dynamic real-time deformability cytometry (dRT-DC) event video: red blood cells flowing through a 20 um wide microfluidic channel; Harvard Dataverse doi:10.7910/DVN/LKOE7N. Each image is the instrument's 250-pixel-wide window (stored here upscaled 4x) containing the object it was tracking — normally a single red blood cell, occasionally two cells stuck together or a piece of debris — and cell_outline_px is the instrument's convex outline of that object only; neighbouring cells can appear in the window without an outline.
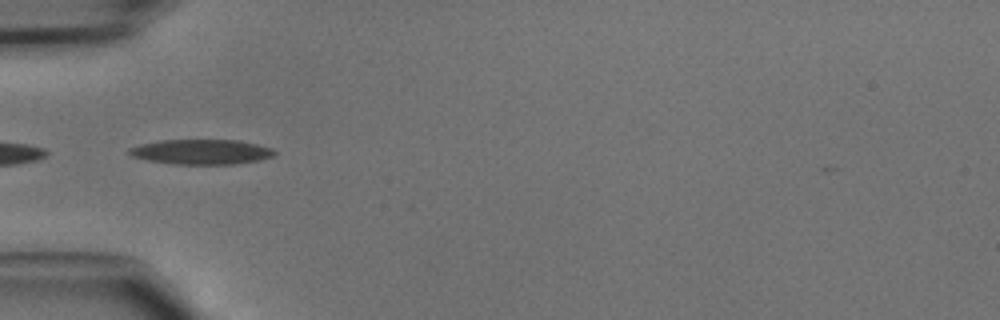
{"species": "common noctule bat (a hibernating species)", "species_latin": "Nyctalus noctula", "temperature_condition": "cold", "stored_images_in_passage": 6, "camera_frame_rate_fps": 3000, "um_per_image_px": 0.085, "animal": {"sex": "male", "body_mass_g": 15.6}, "frame": {"image": 1, "passage_image": 4, "time_ms": 1.0, "image_size_px": [1000, 320], "cell_outline_px": [[276, 152], [272, 156], [260, 160], [236, 164], [176, 164], [148, 160], [132, 156], [128, 152], [128, 148], [140, 144], [160, 140], [240, 140], [272, 148]], "centroid_in_image_um": [17.12, 12.9], "position_along_channel_um": 67.9, "area_um2": 21.1}}